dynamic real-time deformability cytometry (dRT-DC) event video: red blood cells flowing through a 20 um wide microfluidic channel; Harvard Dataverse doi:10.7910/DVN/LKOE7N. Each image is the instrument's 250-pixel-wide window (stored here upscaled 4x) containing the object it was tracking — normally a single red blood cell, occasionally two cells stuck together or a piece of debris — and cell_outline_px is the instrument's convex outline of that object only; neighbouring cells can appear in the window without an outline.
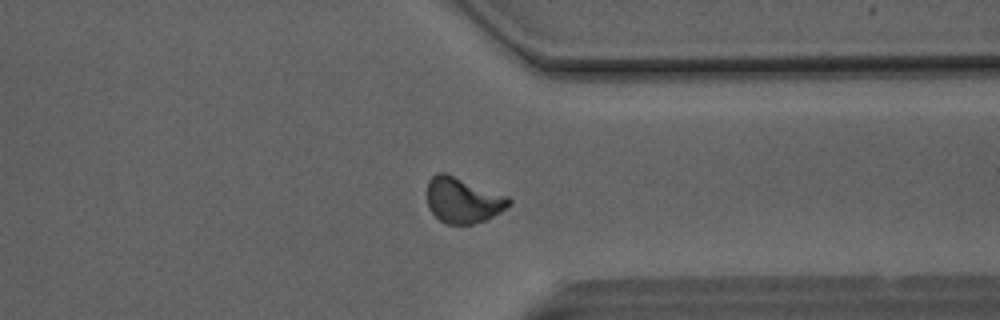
{"species": "Egyptian fruit bat (a non-hibernating species)", "species_latin": "Rousettus aegyptiacus", "temperature_condition": "room temperature", "stored_images_in_passage": 49, "camera_frame_rate_fps": 3000, "um_per_image_px": 0.085, "animal": {"sex": "male"}, "frame": {"image": 1, "passage_image": 38, "time_ms": 12.333, "image_size_px": [1000, 320], "cell_outline_px": [[512, 204], [500, 212], [484, 220], [472, 224], [444, 224], [428, 208], [428, 180], [436, 172], [444, 172], [508, 196], [512, 200]], "centroid_in_image_um": [39.35, 17.01], "position_along_channel_um": 372.1, "area_um2": 21.62}}
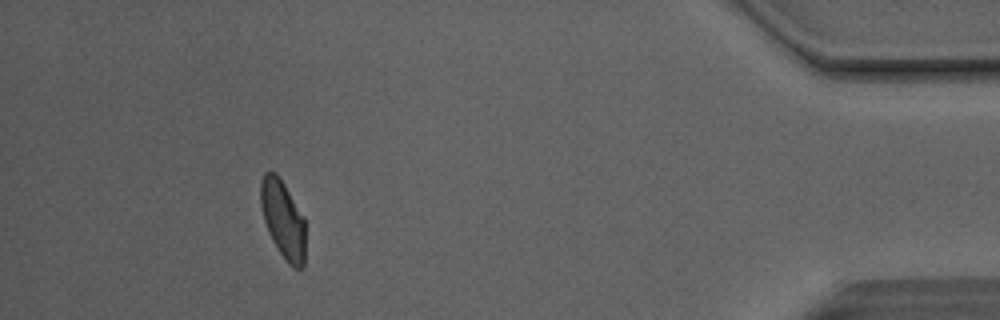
{"frame": {"image": 2, "passage_image": 45, "time_ms": 14.667, "image_size_px": [1000, 320], "cell_outline_px": [[304, 268], [292, 268], [288, 264], [272, 240], [268, 232], [264, 220], [260, 204], [260, 184], [264, 172], [276, 172], [284, 184], [304, 216]], "centroid_in_image_um": [24.04, 18.64], "position_along_channel_um": 411.2, "area_um2": 20.29}, "authors_computed_cell_mechanics": {"area_um2": 21.386, "velocity_mm_per_s": 4.1214, "shape_relaxation_time_tau1_ms": 4.1516, "shape_relaxation_time_tau2_ms": 2.2923, "deformation_change_tau1": 0.1231, "deformation_change_tau2": 0.082}}